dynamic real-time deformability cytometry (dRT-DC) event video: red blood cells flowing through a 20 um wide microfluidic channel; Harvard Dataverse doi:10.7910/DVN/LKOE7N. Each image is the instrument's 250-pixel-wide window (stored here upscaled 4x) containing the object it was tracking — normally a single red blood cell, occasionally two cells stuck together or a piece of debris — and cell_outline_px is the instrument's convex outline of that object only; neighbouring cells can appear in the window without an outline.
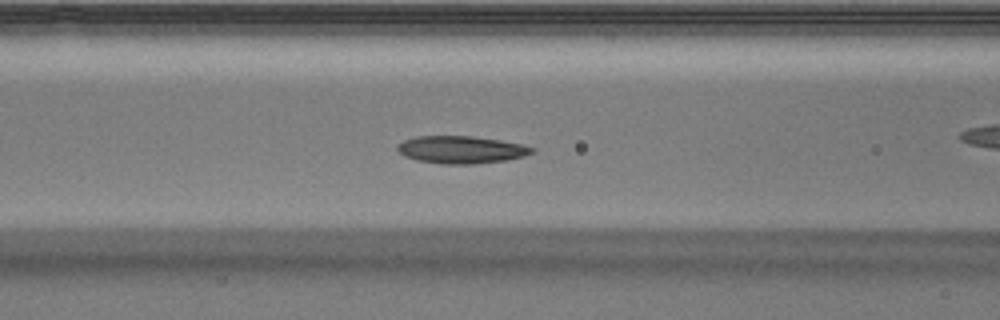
{"species": "Egyptian fruit bat (a non-hibernating species)", "species_latin": "Rousettus aegyptiacus", "temperature_condition": "warm", "stored_images_in_passage": 45, "camera_frame_rate_fps": 3000, "um_per_image_px": 0.085, "animal": {"sex": "male"}, "frame": {"image": 1, "passage_image": 14, "time_ms": 4.333, "image_size_px": [1000, 320], "cell_outline_px": [[536, 152], [524, 156], [508, 160], [476, 164], [440, 164], [416, 160], [404, 156], [396, 148], [396, 144], [404, 140], [416, 136], [472, 136], [500, 140], [520, 144], [536, 148]], "centroid_in_image_um": [39.21, 12.73], "position_along_channel_um": 127.4, "area_um2": 21.79}}
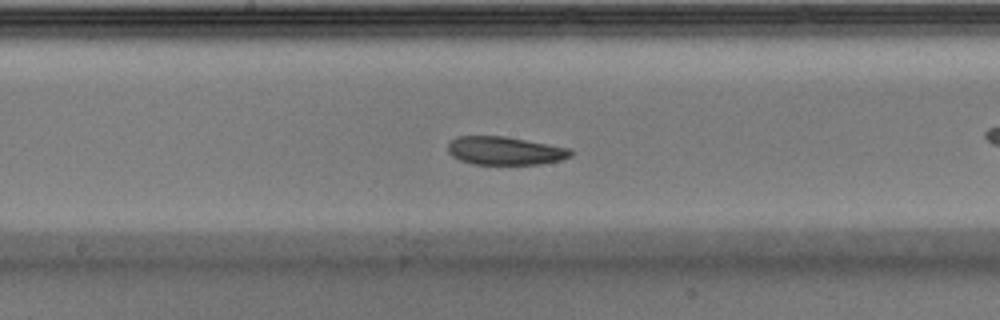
{"frame": {"image": 2, "passage_image": 20, "time_ms": 6.333, "image_size_px": [1000, 320], "cell_outline_px": [[572, 156], [560, 160], [540, 164], [472, 164], [460, 160], [452, 156], [448, 152], [448, 144], [456, 136], [504, 136], [572, 148]], "centroid_in_image_um": [42.93, 12.81], "position_along_channel_um": 205.3, "area_um2": 20.29}, "authors_computed_cell_mechanics": {"area_um2": 21.5016, "velocity_mm_per_s": 3.894, "shape_relaxation_time_tau1_ms": 5.167, "shape_relaxation_time_tau2_ms": null, "deformation_change_tau1": 0.1162, "deformation_change_tau2": null}}